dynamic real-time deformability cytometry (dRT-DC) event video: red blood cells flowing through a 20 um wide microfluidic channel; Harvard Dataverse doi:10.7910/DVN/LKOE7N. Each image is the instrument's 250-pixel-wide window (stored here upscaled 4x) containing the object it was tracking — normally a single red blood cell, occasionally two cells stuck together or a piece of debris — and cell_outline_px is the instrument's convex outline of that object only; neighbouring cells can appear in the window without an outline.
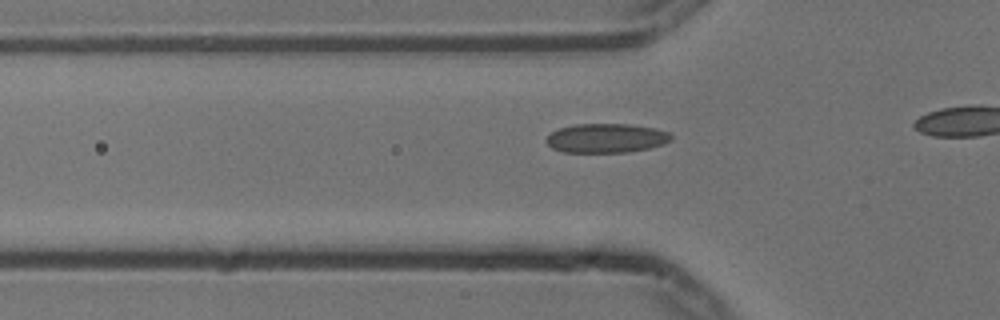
{"species": "common noctule bat (a hibernating species)", "species_latin": "Nyctalus noctula", "temperature_condition": "cold", "stored_images_in_passage": 15, "camera_frame_rate_fps": 3000, "um_per_image_px": 0.085, "animal": {"sex": "male", "body_mass_g": 13.3}, "frame": {"image": 1, "passage_image": 9, "time_ms": 2.667, "image_size_px": [1000, 320], "cell_outline_px": [[672, 140], [664, 144], [648, 148], [628, 152], [564, 152], [552, 148], [544, 140], [552, 132], [560, 128], [576, 124], [628, 124], [656, 128], [668, 132], [672, 136]], "centroid_in_image_um": [51.55, 11.74], "position_along_channel_um": 74.3, "area_um2": 21.21}}
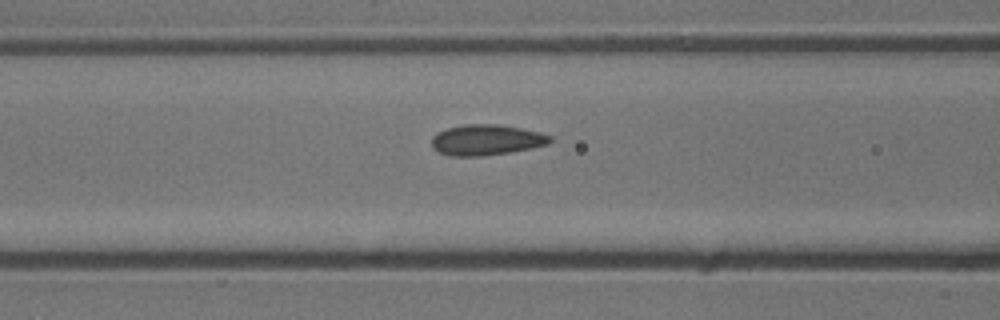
{"frame": {"image": 2, "passage_image": 13, "time_ms": 4.0, "image_size_px": [1000, 320], "cell_outline_px": [[552, 140], [548, 144], [532, 148], [484, 156], [448, 156], [432, 148], [432, 136], [436, 132], [448, 128], [464, 124], [500, 124], [540, 132], [552, 136]], "centroid_in_image_um": [41.33, 11.89], "position_along_channel_um": 125.3, "area_um2": 21.27}}